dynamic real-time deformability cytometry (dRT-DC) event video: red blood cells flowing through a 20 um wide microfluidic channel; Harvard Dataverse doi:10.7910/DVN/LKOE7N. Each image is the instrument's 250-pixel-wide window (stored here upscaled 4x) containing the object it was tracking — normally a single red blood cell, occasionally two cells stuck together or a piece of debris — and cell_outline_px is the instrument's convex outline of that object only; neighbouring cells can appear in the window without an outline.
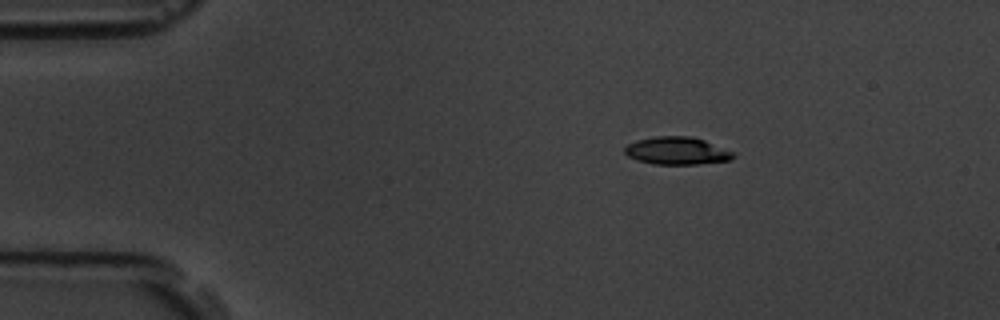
{"species": "common noctule bat (a hibernating species)", "species_latin": "Nyctalus noctula", "temperature_condition": "room temperature", "stored_images_in_passage": 5, "camera_frame_rate_fps": 3000, "um_per_image_px": 0.085, "animal": {"sex": "male", "body_mass_g": 19.5, "forearm_length_mm": 54.6}, "frame": {"image": 1, "passage_image": 2, "time_ms": 1.333, "image_size_px": [1000, 320], "cell_outline_px": [[736, 156], [732, 160], [696, 164], [652, 164], [636, 160], [628, 156], [624, 152], [624, 148], [628, 144], [636, 140], [656, 136], [692, 136], [704, 140], [736, 152]], "centroid_in_image_um": [57.56, 12.82], "position_along_channel_um": 27.4, "area_um2": 17.69}}